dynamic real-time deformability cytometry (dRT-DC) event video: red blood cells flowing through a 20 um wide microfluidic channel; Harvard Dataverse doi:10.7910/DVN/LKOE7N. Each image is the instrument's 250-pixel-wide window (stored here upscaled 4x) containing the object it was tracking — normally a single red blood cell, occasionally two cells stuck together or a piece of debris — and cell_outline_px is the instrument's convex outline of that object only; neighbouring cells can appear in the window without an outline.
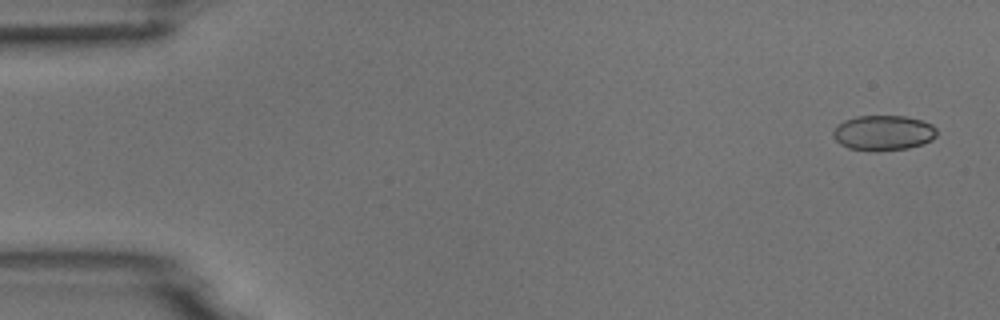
{"species": "common noctule bat (a hibernating species)", "species_latin": "Nyctalus noctula", "temperature_condition": "room temperature", "stored_images_in_passage": 11, "camera_frame_rate_fps": 3000, "um_per_image_px": 0.085, "animal": {"sex": "male", "body_mass_g": 18.8}, "frame": {"image": 1, "passage_image": 1, "time_ms": 0.0, "image_size_px": [1000, 320], "cell_outline_px": [[936, 136], [932, 140], [908, 148], [848, 148], [840, 144], [832, 136], [832, 132], [836, 124], [844, 120], [856, 116], [904, 116], [920, 120], [932, 124], [936, 128]], "centroid_in_image_um": [75.06, 11.24], "position_along_channel_um": 9.9, "area_um2": 20.58}}
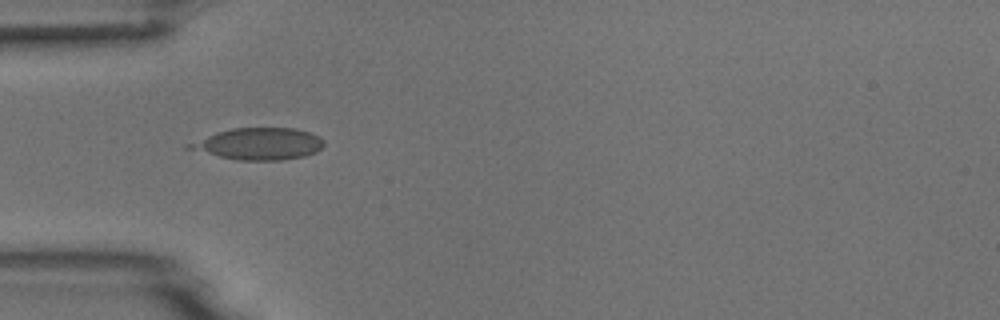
{"frame": {"image": 2, "passage_image": 5, "time_ms": 4.667, "image_size_px": [1000, 320], "cell_outline_px": [[324, 144], [316, 152], [304, 156], [280, 160], [240, 160], [220, 156], [184, 148], [184, 144], [216, 132], [232, 128], [296, 128], [320, 136], [324, 140]], "centroid_in_image_um": [21.97, 12.22], "position_along_channel_um": 63.0, "area_um2": 24.91}}
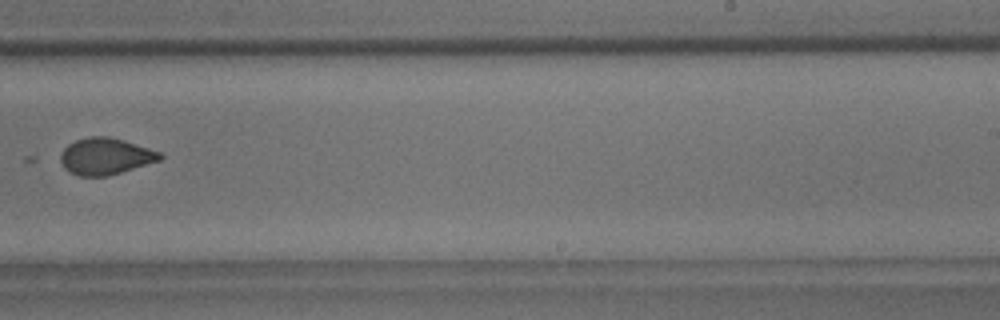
{"frame": {"image": 3, "passage_image": 10, "time_ms": 10.333, "image_size_px": [1000, 320], "cell_outline_px": [[164, 156], [160, 160], [108, 176], [80, 176], [68, 172], [64, 168], [60, 160], [60, 156], [64, 148], [68, 144], [76, 140], [88, 136], [108, 136], [124, 140], [160, 152]], "centroid_in_image_um": [8.94, 13.28], "position_along_channel_um": 280.1, "area_um2": 21.21}}